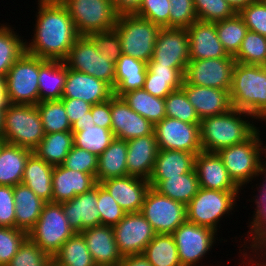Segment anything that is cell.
<instances>
[{
  "mask_svg": "<svg viewBox=\"0 0 266 266\" xmlns=\"http://www.w3.org/2000/svg\"><path fill=\"white\" fill-rule=\"evenodd\" d=\"M45 134L71 131V123L62 100H48L37 105Z\"/></svg>",
  "mask_w": 266,
  "mask_h": 266,
  "instance_id": "obj_43",
  "label": "cell"
},
{
  "mask_svg": "<svg viewBox=\"0 0 266 266\" xmlns=\"http://www.w3.org/2000/svg\"><path fill=\"white\" fill-rule=\"evenodd\" d=\"M189 36L190 60L233 57L228 55L220 42L216 22L197 20L187 28Z\"/></svg>",
  "mask_w": 266,
  "mask_h": 266,
  "instance_id": "obj_26",
  "label": "cell"
},
{
  "mask_svg": "<svg viewBox=\"0 0 266 266\" xmlns=\"http://www.w3.org/2000/svg\"><path fill=\"white\" fill-rule=\"evenodd\" d=\"M114 30L118 33L122 53L148 63L161 27L135 14L118 15Z\"/></svg>",
  "mask_w": 266,
  "mask_h": 266,
  "instance_id": "obj_7",
  "label": "cell"
},
{
  "mask_svg": "<svg viewBox=\"0 0 266 266\" xmlns=\"http://www.w3.org/2000/svg\"><path fill=\"white\" fill-rule=\"evenodd\" d=\"M122 98L133 111L153 125L166 117L164 99L151 95L143 88L125 93Z\"/></svg>",
  "mask_w": 266,
  "mask_h": 266,
  "instance_id": "obj_37",
  "label": "cell"
},
{
  "mask_svg": "<svg viewBox=\"0 0 266 266\" xmlns=\"http://www.w3.org/2000/svg\"><path fill=\"white\" fill-rule=\"evenodd\" d=\"M238 14L242 17L247 29L266 37V4L260 0L248 4Z\"/></svg>",
  "mask_w": 266,
  "mask_h": 266,
  "instance_id": "obj_54",
  "label": "cell"
},
{
  "mask_svg": "<svg viewBox=\"0 0 266 266\" xmlns=\"http://www.w3.org/2000/svg\"><path fill=\"white\" fill-rule=\"evenodd\" d=\"M101 184L125 213L141 212L145 195L150 188L148 180L130 175L107 179Z\"/></svg>",
  "mask_w": 266,
  "mask_h": 266,
  "instance_id": "obj_20",
  "label": "cell"
},
{
  "mask_svg": "<svg viewBox=\"0 0 266 266\" xmlns=\"http://www.w3.org/2000/svg\"><path fill=\"white\" fill-rule=\"evenodd\" d=\"M184 79L153 78V73L147 68L143 89L155 97L164 99L175 90L181 89Z\"/></svg>",
  "mask_w": 266,
  "mask_h": 266,
  "instance_id": "obj_57",
  "label": "cell"
},
{
  "mask_svg": "<svg viewBox=\"0 0 266 266\" xmlns=\"http://www.w3.org/2000/svg\"><path fill=\"white\" fill-rule=\"evenodd\" d=\"M74 234L62 210V203L47 202L40 218L27 233V237L53 258Z\"/></svg>",
  "mask_w": 266,
  "mask_h": 266,
  "instance_id": "obj_8",
  "label": "cell"
},
{
  "mask_svg": "<svg viewBox=\"0 0 266 266\" xmlns=\"http://www.w3.org/2000/svg\"><path fill=\"white\" fill-rule=\"evenodd\" d=\"M196 154L159 149L152 174L149 179H168L191 172L195 167Z\"/></svg>",
  "mask_w": 266,
  "mask_h": 266,
  "instance_id": "obj_34",
  "label": "cell"
},
{
  "mask_svg": "<svg viewBox=\"0 0 266 266\" xmlns=\"http://www.w3.org/2000/svg\"><path fill=\"white\" fill-rule=\"evenodd\" d=\"M147 63L122 54L115 64L113 95L122 97L125 93L144 87Z\"/></svg>",
  "mask_w": 266,
  "mask_h": 266,
  "instance_id": "obj_28",
  "label": "cell"
},
{
  "mask_svg": "<svg viewBox=\"0 0 266 266\" xmlns=\"http://www.w3.org/2000/svg\"><path fill=\"white\" fill-rule=\"evenodd\" d=\"M127 147L128 175L149 180L159 152L155 133L130 139Z\"/></svg>",
  "mask_w": 266,
  "mask_h": 266,
  "instance_id": "obj_24",
  "label": "cell"
},
{
  "mask_svg": "<svg viewBox=\"0 0 266 266\" xmlns=\"http://www.w3.org/2000/svg\"><path fill=\"white\" fill-rule=\"evenodd\" d=\"M111 130L114 137L128 141L133 138L150 135L154 125L133 111L122 97H111Z\"/></svg>",
  "mask_w": 266,
  "mask_h": 266,
  "instance_id": "obj_18",
  "label": "cell"
},
{
  "mask_svg": "<svg viewBox=\"0 0 266 266\" xmlns=\"http://www.w3.org/2000/svg\"><path fill=\"white\" fill-rule=\"evenodd\" d=\"M199 187L218 191H241L230 178L222 159L217 153L200 152L194 167Z\"/></svg>",
  "mask_w": 266,
  "mask_h": 266,
  "instance_id": "obj_23",
  "label": "cell"
},
{
  "mask_svg": "<svg viewBox=\"0 0 266 266\" xmlns=\"http://www.w3.org/2000/svg\"><path fill=\"white\" fill-rule=\"evenodd\" d=\"M216 31L224 50L234 57L248 29L242 17L236 13L231 18L216 22Z\"/></svg>",
  "mask_w": 266,
  "mask_h": 266,
  "instance_id": "obj_42",
  "label": "cell"
},
{
  "mask_svg": "<svg viewBox=\"0 0 266 266\" xmlns=\"http://www.w3.org/2000/svg\"><path fill=\"white\" fill-rule=\"evenodd\" d=\"M15 201V228L27 233L40 218L45 201L23 183L13 187Z\"/></svg>",
  "mask_w": 266,
  "mask_h": 266,
  "instance_id": "obj_30",
  "label": "cell"
},
{
  "mask_svg": "<svg viewBox=\"0 0 266 266\" xmlns=\"http://www.w3.org/2000/svg\"><path fill=\"white\" fill-rule=\"evenodd\" d=\"M39 57L24 53L5 77V88L10 104L39 103Z\"/></svg>",
  "mask_w": 266,
  "mask_h": 266,
  "instance_id": "obj_10",
  "label": "cell"
},
{
  "mask_svg": "<svg viewBox=\"0 0 266 266\" xmlns=\"http://www.w3.org/2000/svg\"><path fill=\"white\" fill-rule=\"evenodd\" d=\"M262 3L266 4V0H260Z\"/></svg>",
  "mask_w": 266,
  "mask_h": 266,
  "instance_id": "obj_71",
  "label": "cell"
},
{
  "mask_svg": "<svg viewBox=\"0 0 266 266\" xmlns=\"http://www.w3.org/2000/svg\"><path fill=\"white\" fill-rule=\"evenodd\" d=\"M9 104L6 91H0V109L5 112Z\"/></svg>",
  "mask_w": 266,
  "mask_h": 266,
  "instance_id": "obj_66",
  "label": "cell"
},
{
  "mask_svg": "<svg viewBox=\"0 0 266 266\" xmlns=\"http://www.w3.org/2000/svg\"><path fill=\"white\" fill-rule=\"evenodd\" d=\"M235 63L234 57L190 60L184 73V81L190 85L230 91Z\"/></svg>",
  "mask_w": 266,
  "mask_h": 266,
  "instance_id": "obj_14",
  "label": "cell"
},
{
  "mask_svg": "<svg viewBox=\"0 0 266 266\" xmlns=\"http://www.w3.org/2000/svg\"><path fill=\"white\" fill-rule=\"evenodd\" d=\"M246 236L248 237H245V239H243L244 244H240V248H243H239V253L243 258L241 260L242 262L239 263L240 266H244V264L245 266H266V262L264 263V260H266V219H262ZM249 249L251 251H249ZM251 252L254 254H251ZM260 260H262L263 262H261Z\"/></svg>",
  "mask_w": 266,
  "mask_h": 266,
  "instance_id": "obj_41",
  "label": "cell"
},
{
  "mask_svg": "<svg viewBox=\"0 0 266 266\" xmlns=\"http://www.w3.org/2000/svg\"><path fill=\"white\" fill-rule=\"evenodd\" d=\"M226 1L238 13L242 8L246 7L248 4L254 2L255 0H226Z\"/></svg>",
  "mask_w": 266,
  "mask_h": 266,
  "instance_id": "obj_65",
  "label": "cell"
},
{
  "mask_svg": "<svg viewBox=\"0 0 266 266\" xmlns=\"http://www.w3.org/2000/svg\"><path fill=\"white\" fill-rule=\"evenodd\" d=\"M97 205L98 183L91 190L62 203L64 215L75 233L100 225Z\"/></svg>",
  "mask_w": 266,
  "mask_h": 266,
  "instance_id": "obj_21",
  "label": "cell"
},
{
  "mask_svg": "<svg viewBox=\"0 0 266 266\" xmlns=\"http://www.w3.org/2000/svg\"><path fill=\"white\" fill-rule=\"evenodd\" d=\"M62 166L71 170L91 174L96 178L98 156L85 149L73 146Z\"/></svg>",
  "mask_w": 266,
  "mask_h": 266,
  "instance_id": "obj_51",
  "label": "cell"
},
{
  "mask_svg": "<svg viewBox=\"0 0 266 266\" xmlns=\"http://www.w3.org/2000/svg\"><path fill=\"white\" fill-rule=\"evenodd\" d=\"M97 209L100 213V225L113 227L117 225L126 214L101 183H98Z\"/></svg>",
  "mask_w": 266,
  "mask_h": 266,
  "instance_id": "obj_49",
  "label": "cell"
},
{
  "mask_svg": "<svg viewBox=\"0 0 266 266\" xmlns=\"http://www.w3.org/2000/svg\"><path fill=\"white\" fill-rule=\"evenodd\" d=\"M260 131L258 129L243 143L223 148L217 152L230 178L242 190L252 182L259 170L262 157L264 153L266 154V144L264 145L266 142L261 140L262 132Z\"/></svg>",
  "mask_w": 266,
  "mask_h": 266,
  "instance_id": "obj_4",
  "label": "cell"
},
{
  "mask_svg": "<svg viewBox=\"0 0 266 266\" xmlns=\"http://www.w3.org/2000/svg\"><path fill=\"white\" fill-rule=\"evenodd\" d=\"M67 76V66L62 60H46L39 57V102L60 100Z\"/></svg>",
  "mask_w": 266,
  "mask_h": 266,
  "instance_id": "obj_29",
  "label": "cell"
},
{
  "mask_svg": "<svg viewBox=\"0 0 266 266\" xmlns=\"http://www.w3.org/2000/svg\"><path fill=\"white\" fill-rule=\"evenodd\" d=\"M51 266H57V265L52 261Z\"/></svg>",
  "mask_w": 266,
  "mask_h": 266,
  "instance_id": "obj_70",
  "label": "cell"
},
{
  "mask_svg": "<svg viewBox=\"0 0 266 266\" xmlns=\"http://www.w3.org/2000/svg\"><path fill=\"white\" fill-rule=\"evenodd\" d=\"M71 125L78 119L86 116V113L91 111L92 105L82 99L61 98Z\"/></svg>",
  "mask_w": 266,
  "mask_h": 266,
  "instance_id": "obj_59",
  "label": "cell"
},
{
  "mask_svg": "<svg viewBox=\"0 0 266 266\" xmlns=\"http://www.w3.org/2000/svg\"><path fill=\"white\" fill-rule=\"evenodd\" d=\"M88 37L94 42L98 51L101 54H105L115 64L123 54L120 38L115 30L89 34Z\"/></svg>",
  "mask_w": 266,
  "mask_h": 266,
  "instance_id": "obj_55",
  "label": "cell"
},
{
  "mask_svg": "<svg viewBox=\"0 0 266 266\" xmlns=\"http://www.w3.org/2000/svg\"><path fill=\"white\" fill-rule=\"evenodd\" d=\"M57 266H96L81 233L70 237L53 256Z\"/></svg>",
  "mask_w": 266,
  "mask_h": 266,
  "instance_id": "obj_40",
  "label": "cell"
},
{
  "mask_svg": "<svg viewBox=\"0 0 266 266\" xmlns=\"http://www.w3.org/2000/svg\"><path fill=\"white\" fill-rule=\"evenodd\" d=\"M27 238V232L18 228L0 227V266H7Z\"/></svg>",
  "mask_w": 266,
  "mask_h": 266,
  "instance_id": "obj_50",
  "label": "cell"
},
{
  "mask_svg": "<svg viewBox=\"0 0 266 266\" xmlns=\"http://www.w3.org/2000/svg\"><path fill=\"white\" fill-rule=\"evenodd\" d=\"M264 159H266V154L264 155ZM262 159L260 166H259V170L257 172V174L254 177V181L257 177V179L259 180V176L262 177V175L264 177L263 180H259V181H263L262 183L256 184V188L258 189V193L253 197V199H248L250 202L255 203L256 207L254 208L255 211L253 213V216L251 217L252 221L249 219V225L247 227H249L250 229L247 231V234L262 220V219H266V161ZM258 185V187H257ZM256 197V198H255ZM253 200V201H252Z\"/></svg>",
  "mask_w": 266,
  "mask_h": 266,
  "instance_id": "obj_56",
  "label": "cell"
},
{
  "mask_svg": "<svg viewBox=\"0 0 266 266\" xmlns=\"http://www.w3.org/2000/svg\"><path fill=\"white\" fill-rule=\"evenodd\" d=\"M169 0H143L135 15L147 19L161 28H169Z\"/></svg>",
  "mask_w": 266,
  "mask_h": 266,
  "instance_id": "obj_52",
  "label": "cell"
},
{
  "mask_svg": "<svg viewBox=\"0 0 266 266\" xmlns=\"http://www.w3.org/2000/svg\"><path fill=\"white\" fill-rule=\"evenodd\" d=\"M33 151L4 142L0 149V185L15 186L22 183L27 159Z\"/></svg>",
  "mask_w": 266,
  "mask_h": 266,
  "instance_id": "obj_31",
  "label": "cell"
},
{
  "mask_svg": "<svg viewBox=\"0 0 266 266\" xmlns=\"http://www.w3.org/2000/svg\"><path fill=\"white\" fill-rule=\"evenodd\" d=\"M166 117L176 118L190 124H200L195 108L182 89L171 92L164 98Z\"/></svg>",
  "mask_w": 266,
  "mask_h": 266,
  "instance_id": "obj_46",
  "label": "cell"
},
{
  "mask_svg": "<svg viewBox=\"0 0 266 266\" xmlns=\"http://www.w3.org/2000/svg\"><path fill=\"white\" fill-rule=\"evenodd\" d=\"M54 166L40 159L34 152L26 161L22 183L40 199L52 202V171Z\"/></svg>",
  "mask_w": 266,
  "mask_h": 266,
  "instance_id": "obj_32",
  "label": "cell"
},
{
  "mask_svg": "<svg viewBox=\"0 0 266 266\" xmlns=\"http://www.w3.org/2000/svg\"><path fill=\"white\" fill-rule=\"evenodd\" d=\"M51 263L52 257L27 237L7 266H51Z\"/></svg>",
  "mask_w": 266,
  "mask_h": 266,
  "instance_id": "obj_48",
  "label": "cell"
},
{
  "mask_svg": "<svg viewBox=\"0 0 266 266\" xmlns=\"http://www.w3.org/2000/svg\"><path fill=\"white\" fill-rule=\"evenodd\" d=\"M113 230L122 257L143 254L156 234L141 212L126 213Z\"/></svg>",
  "mask_w": 266,
  "mask_h": 266,
  "instance_id": "obj_16",
  "label": "cell"
},
{
  "mask_svg": "<svg viewBox=\"0 0 266 266\" xmlns=\"http://www.w3.org/2000/svg\"><path fill=\"white\" fill-rule=\"evenodd\" d=\"M147 68L153 73V78L184 79L186 67H168L161 64H147Z\"/></svg>",
  "mask_w": 266,
  "mask_h": 266,
  "instance_id": "obj_61",
  "label": "cell"
},
{
  "mask_svg": "<svg viewBox=\"0 0 266 266\" xmlns=\"http://www.w3.org/2000/svg\"><path fill=\"white\" fill-rule=\"evenodd\" d=\"M142 255L152 266H182L172 234H155Z\"/></svg>",
  "mask_w": 266,
  "mask_h": 266,
  "instance_id": "obj_39",
  "label": "cell"
},
{
  "mask_svg": "<svg viewBox=\"0 0 266 266\" xmlns=\"http://www.w3.org/2000/svg\"><path fill=\"white\" fill-rule=\"evenodd\" d=\"M63 61L67 68L94 76L114 89L115 63L101 54L88 36H79Z\"/></svg>",
  "mask_w": 266,
  "mask_h": 266,
  "instance_id": "obj_11",
  "label": "cell"
},
{
  "mask_svg": "<svg viewBox=\"0 0 266 266\" xmlns=\"http://www.w3.org/2000/svg\"><path fill=\"white\" fill-rule=\"evenodd\" d=\"M240 193L241 191H218L199 187L197 194L186 205L187 221L218 233L220 221L224 216L233 214Z\"/></svg>",
  "mask_w": 266,
  "mask_h": 266,
  "instance_id": "obj_5",
  "label": "cell"
},
{
  "mask_svg": "<svg viewBox=\"0 0 266 266\" xmlns=\"http://www.w3.org/2000/svg\"><path fill=\"white\" fill-rule=\"evenodd\" d=\"M169 28L187 29L197 21L193 0H169Z\"/></svg>",
  "mask_w": 266,
  "mask_h": 266,
  "instance_id": "obj_53",
  "label": "cell"
},
{
  "mask_svg": "<svg viewBox=\"0 0 266 266\" xmlns=\"http://www.w3.org/2000/svg\"><path fill=\"white\" fill-rule=\"evenodd\" d=\"M91 114L96 126L111 129V98L106 102L92 105Z\"/></svg>",
  "mask_w": 266,
  "mask_h": 266,
  "instance_id": "obj_60",
  "label": "cell"
},
{
  "mask_svg": "<svg viewBox=\"0 0 266 266\" xmlns=\"http://www.w3.org/2000/svg\"><path fill=\"white\" fill-rule=\"evenodd\" d=\"M97 184L96 178L88 173L71 170L62 165L52 171V202L63 203L83 194Z\"/></svg>",
  "mask_w": 266,
  "mask_h": 266,
  "instance_id": "obj_25",
  "label": "cell"
},
{
  "mask_svg": "<svg viewBox=\"0 0 266 266\" xmlns=\"http://www.w3.org/2000/svg\"><path fill=\"white\" fill-rule=\"evenodd\" d=\"M74 146V134L71 131L45 134L38 147L33 151L40 159L52 166L62 165Z\"/></svg>",
  "mask_w": 266,
  "mask_h": 266,
  "instance_id": "obj_36",
  "label": "cell"
},
{
  "mask_svg": "<svg viewBox=\"0 0 266 266\" xmlns=\"http://www.w3.org/2000/svg\"><path fill=\"white\" fill-rule=\"evenodd\" d=\"M253 121L258 122L251 114L236 108L203 118L199 125L202 151L217 153L223 148L245 142L260 128Z\"/></svg>",
  "mask_w": 266,
  "mask_h": 266,
  "instance_id": "obj_2",
  "label": "cell"
},
{
  "mask_svg": "<svg viewBox=\"0 0 266 266\" xmlns=\"http://www.w3.org/2000/svg\"><path fill=\"white\" fill-rule=\"evenodd\" d=\"M114 138L111 129L94 125L84 127V129L74 134V146L99 156L110 145Z\"/></svg>",
  "mask_w": 266,
  "mask_h": 266,
  "instance_id": "obj_44",
  "label": "cell"
},
{
  "mask_svg": "<svg viewBox=\"0 0 266 266\" xmlns=\"http://www.w3.org/2000/svg\"><path fill=\"white\" fill-rule=\"evenodd\" d=\"M119 266H152L144 255L124 256Z\"/></svg>",
  "mask_w": 266,
  "mask_h": 266,
  "instance_id": "obj_63",
  "label": "cell"
},
{
  "mask_svg": "<svg viewBox=\"0 0 266 266\" xmlns=\"http://www.w3.org/2000/svg\"><path fill=\"white\" fill-rule=\"evenodd\" d=\"M141 213L156 234H172L187 221L186 205L160 194L153 187L145 195Z\"/></svg>",
  "mask_w": 266,
  "mask_h": 266,
  "instance_id": "obj_12",
  "label": "cell"
},
{
  "mask_svg": "<svg viewBox=\"0 0 266 266\" xmlns=\"http://www.w3.org/2000/svg\"><path fill=\"white\" fill-rule=\"evenodd\" d=\"M81 234L96 266H119L123 257L118 251L112 226H95Z\"/></svg>",
  "mask_w": 266,
  "mask_h": 266,
  "instance_id": "obj_27",
  "label": "cell"
},
{
  "mask_svg": "<svg viewBox=\"0 0 266 266\" xmlns=\"http://www.w3.org/2000/svg\"><path fill=\"white\" fill-rule=\"evenodd\" d=\"M79 36L114 30L117 14L112 0H60Z\"/></svg>",
  "mask_w": 266,
  "mask_h": 266,
  "instance_id": "obj_9",
  "label": "cell"
},
{
  "mask_svg": "<svg viewBox=\"0 0 266 266\" xmlns=\"http://www.w3.org/2000/svg\"><path fill=\"white\" fill-rule=\"evenodd\" d=\"M150 187L160 194L187 205L197 194L199 181L195 169L168 179H149Z\"/></svg>",
  "mask_w": 266,
  "mask_h": 266,
  "instance_id": "obj_33",
  "label": "cell"
},
{
  "mask_svg": "<svg viewBox=\"0 0 266 266\" xmlns=\"http://www.w3.org/2000/svg\"><path fill=\"white\" fill-rule=\"evenodd\" d=\"M93 116L91 114V111L86 113V116H84L81 119H78L71 125V132L75 134L76 132L81 131L84 129V127L94 126Z\"/></svg>",
  "mask_w": 266,
  "mask_h": 266,
  "instance_id": "obj_64",
  "label": "cell"
},
{
  "mask_svg": "<svg viewBox=\"0 0 266 266\" xmlns=\"http://www.w3.org/2000/svg\"><path fill=\"white\" fill-rule=\"evenodd\" d=\"M0 227L15 228L13 186L0 185Z\"/></svg>",
  "mask_w": 266,
  "mask_h": 266,
  "instance_id": "obj_58",
  "label": "cell"
},
{
  "mask_svg": "<svg viewBox=\"0 0 266 266\" xmlns=\"http://www.w3.org/2000/svg\"><path fill=\"white\" fill-rule=\"evenodd\" d=\"M45 136L36 105L9 104L3 118V140L34 151Z\"/></svg>",
  "mask_w": 266,
  "mask_h": 266,
  "instance_id": "obj_6",
  "label": "cell"
},
{
  "mask_svg": "<svg viewBox=\"0 0 266 266\" xmlns=\"http://www.w3.org/2000/svg\"><path fill=\"white\" fill-rule=\"evenodd\" d=\"M197 20L215 23L231 18L237 12L226 0H193Z\"/></svg>",
  "mask_w": 266,
  "mask_h": 266,
  "instance_id": "obj_47",
  "label": "cell"
},
{
  "mask_svg": "<svg viewBox=\"0 0 266 266\" xmlns=\"http://www.w3.org/2000/svg\"><path fill=\"white\" fill-rule=\"evenodd\" d=\"M113 96V89L104 81L94 76L67 68L62 98L82 99L91 105L108 101Z\"/></svg>",
  "mask_w": 266,
  "mask_h": 266,
  "instance_id": "obj_19",
  "label": "cell"
},
{
  "mask_svg": "<svg viewBox=\"0 0 266 266\" xmlns=\"http://www.w3.org/2000/svg\"><path fill=\"white\" fill-rule=\"evenodd\" d=\"M5 141L3 139H0V149H1V146L2 144L4 143Z\"/></svg>",
  "mask_w": 266,
  "mask_h": 266,
  "instance_id": "obj_69",
  "label": "cell"
},
{
  "mask_svg": "<svg viewBox=\"0 0 266 266\" xmlns=\"http://www.w3.org/2000/svg\"><path fill=\"white\" fill-rule=\"evenodd\" d=\"M143 0H112L117 15L135 14Z\"/></svg>",
  "mask_w": 266,
  "mask_h": 266,
  "instance_id": "obj_62",
  "label": "cell"
},
{
  "mask_svg": "<svg viewBox=\"0 0 266 266\" xmlns=\"http://www.w3.org/2000/svg\"><path fill=\"white\" fill-rule=\"evenodd\" d=\"M3 118L4 112L0 109V139H3Z\"/></svg>",
  "mask_w": 266,
  "mask_h": 266,
  "instance_id": "obj_67",
  "label": "cell"
},
{
  "mask_svg": "<svg viewBox=\"0 0 266 266\" xmlns=\"http://www.w3.org/2000/svg\"><path fill=\"white\" fill-rule=\"evenodd\" d=\"M229 93L232 108L266 123V66L236 62Z\"/></svg>",
  "mask_w": 266,
  "mask_h": 266,
  "instance_id": "obj_3",
  "label": "cell"
},
{
  "mask_svg": "<svg viewBox=\"0 0 266 266\" xmlns=\"http://www.w3.org/2000/svg\"><path fill=\"white\" fill-rule=\"evenodd\" d=\"M127 151V141L114 138L104 152L98 156L97 183L128 175Z\"/></svg>",
  "mask_w": 266,
  "mask_h": 266,
  "instance_id": "obj_35",
  "label": "cell"
},
{
  "mask_svg": "<svg viewBox=\"0 0 266 266\" xmlns=\"http://www.w3.org/2000/svg\"><path fill=\"white\" fill-rule=\"evenodd\" d=\"M0 91H6L5 88V77L0 75Z\"/></svg>",
  "mask_w": 266,
  "mask_h": 266,
  "instance_id": "obj_68",
  "label": "cell"
},
{
  "mask_svg": "<svg viewBox=\"0 0 266 266\" xmlns=\"http://www.w3.org/2000/svg\"><path fill=\"white\" fill-rule=\"evenodd\" d=\"M32 40L26 53L46 60H64L79 37L67 8L60 0H38Z\"/></svg>",
  "mask_w": 266,
  "mask_h": 266,
  "instance_id": "obj_1",
  "label": "cell"
},
{
  "mask_svg": "<svg viewBox=\"0 0 266 266\" xmlns=\"http://www.w3.org/2000/svg\"><path fill=\"white\" fill-rule=\"evenodd\" d=\"M190 61L189 36L184 28H161L153 56L147 64L187 67Z\"/></svg>",
  "mask_w": 266,
  "mask_h": 266,
  "instance_id": "obj_17",
  "label": "cell"
},
{
  "mask_svg": "<svg viewBox=\"0 0 266 266\" xmlns=\"http://www.w3.org/2000/svg\"><path fill=\"white\" fill-rule=\"evenodd\" d=\"M181 89L195 108L200 120L227 113L232 109L230 91L212 87L190 85L183 81Z\"/></svg>",
  "mask_w": 266,
  "mask_h": 266,
  "instance_id": "obj_22",
  "label": "cell"
},
{
  "mask_svg": "<svg viewBox=\"0 0 266 266\" xmlns=\"http://www.w3.org/2000/svg\"><path fill=\"white\" fill-rule=\"evenodd\" d=\"M172 235L182 266H203L199 263L203 262L204 256L207 257V253L211 251L218 240L216 231L188 221L181 224Z\"/></svg>",
  "mask_w": 266,
  "mask_h": 266,
  "instance_id": "obj_13",
  "label": "cell"
},
{
  "mask_svg": "<svg viewBox=\"0 0 266 266\" xmlns=\"http://www.w3.org/2000/svg\"><path fill=\"white\" fill-rule=\"evenodd\" d=\"M5 24L0 23V75L4 77L15 61L26 52V39L23 40L24 37L14 31L15 27Z\"/></svg>",
  "mask_w": 266,
  "mask_h": 266,
  "instance_id": "obj_38",
  "label": "cell"
},
{
  "mask_svg": "<svg viewBox=\"0 0 266 266\" xmlns=\"http://www.w3.org/2000/svg\"><path fill=\"white\" fill-rule=\"evenodd\" d=\"M199 125L165 117L154 125L159 149L179 150L197 155L202 152Z\"/></svg>",
  "mask_w": 266,
  "mask_h": 266,
  "instance_id": "obj_15",
  "label": "cell"
},
{
  "mask_svg": "<svg viewBox=\"0 0 266 266\" xmlns=\"http://www.w3.org/2000/svg\"><path fill=\"white\" fill-rule=\"evenodd\" d=\"M234 59L242 64L266 66V37L248 30Z\"/></svg>",
  "mask_w": 266,
  "mask_h": 266,
  "instance_id": "obj_45",
  "label": "cell"
}]
</instances>
